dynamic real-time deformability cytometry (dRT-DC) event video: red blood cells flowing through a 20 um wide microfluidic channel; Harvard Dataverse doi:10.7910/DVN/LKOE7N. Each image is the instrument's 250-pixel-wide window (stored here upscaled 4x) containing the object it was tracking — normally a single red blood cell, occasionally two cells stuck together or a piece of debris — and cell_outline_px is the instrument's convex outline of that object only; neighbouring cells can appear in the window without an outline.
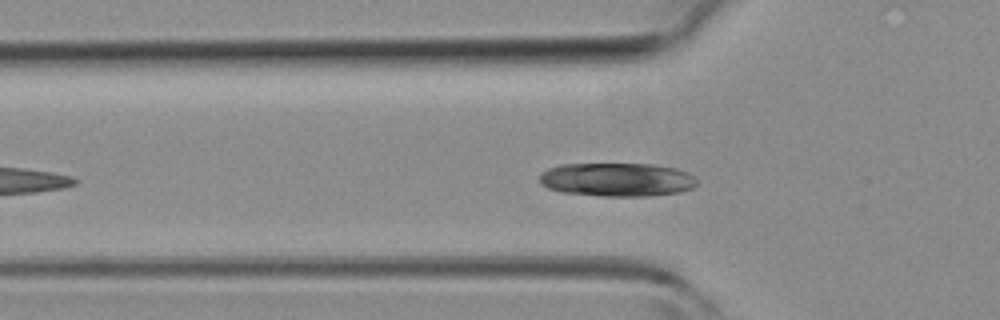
{"species": "common noctule bat (a hibernating species)", "species_latin": "Nyctalus noctula", "temperature_condition": "room temperature", "stored_images_in_passage": 34, "camera_frame_rate_fps": 3000, "um_per_image_px": 0.085, "animal": {"sex": "female", "body_mass_g": 19.3, "forearm_length_mm": 54.1}, "frame": {"image": 1, "passage_image": 6, "time_ms": 1.667, "image_size_px": [1000, 320], "cell_outline_px": [[696, 184], [692, 188], [680, 192], [648, 196], [604, 196], [560, 192], [548, 188], [540, 184], [540, 172], [548, 168], [560, 164], [652, 164], [676, 168], [688, 172], [696, 180]], "centroid_in_image_um": [52.41, 15.26], "position_along_channel_um": 73.4, "area_um2": 30.98}}
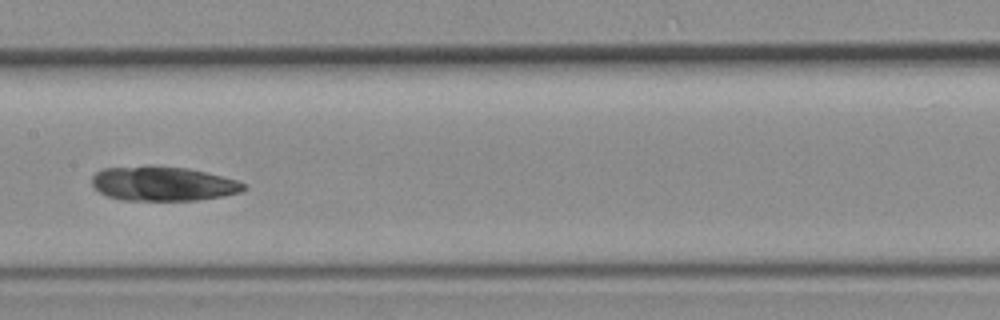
{"frame": {"image": 2, "passage_image": 14, "time_ms": 4.333, "image_size_px": [1000, 320], "cell_outline_px": [[248, 188], [240, 192], [224, 196], [196, 200], [120, 200], [108, 196], [100, 192], [92, 184], [92, 176], [100, 168], [148, 164], [152, 164], [188, 168], [208, 172], [236, 180], [248, 184]], "centroid_in_image_um": [13.85, 15.58], "position_along_channel_um": 193.5, "area_um2": 31.15}}
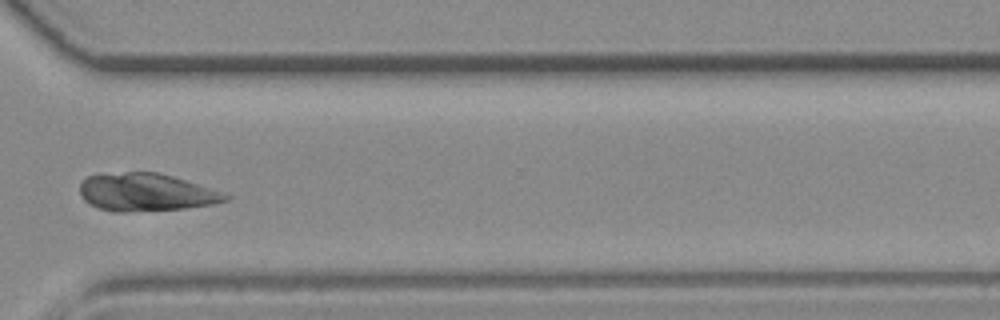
{"frame": {"image": 3, "passage_image": 25, "time_ms": 8.0, "image_size_px": [1000, 320], "cell_outline_px": [[232, 196], [228, 200], [212, 204], [184, 208], [128, 212], [112, 212], [100, 208], [84, 200], [80, 196], [80, 184], [88, 176], [124, 172], [156, 172], [172, 176], [224, 192]], "centroid_in_image_um": [12.43, 16.35], "position_along_channel_um": 358.2, "area_um2": 31.85}}